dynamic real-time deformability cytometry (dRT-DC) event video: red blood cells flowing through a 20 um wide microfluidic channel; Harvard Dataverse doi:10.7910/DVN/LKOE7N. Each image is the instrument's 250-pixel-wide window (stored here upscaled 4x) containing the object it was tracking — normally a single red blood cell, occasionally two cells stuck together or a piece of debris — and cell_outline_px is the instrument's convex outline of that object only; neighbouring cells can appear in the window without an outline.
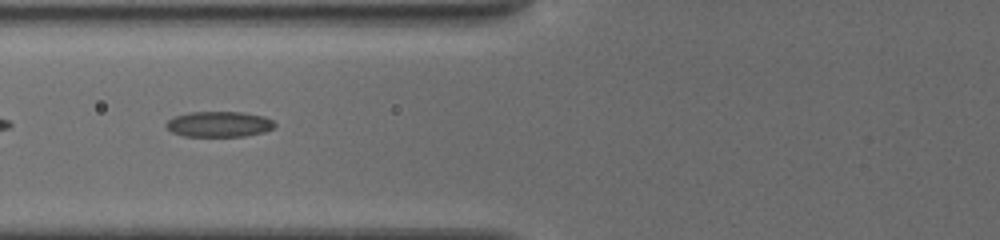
{"species": "common noctule bat (a hibernating species)", "species_latin": "Nyctalus noctula", "temperature_condition": "cold", "stored_images_in_passage": 43, "camera_frame_rate_fps": 3000, "um_per_image_px": 0.085, "animal": {"sex": "female", "body_mass_g": 19.5, "forearm_length_mm": 54.1}, "frame": {"image": 1, "passage_image": 4, "time_ms": 1.0, "image_size_px": [1000, 240], "cell_outline_px": [[276, 124], [272, 128], [264, 132], [244, 136], [184, 136], [172, 132], [164, 124], [168, 120], [176, 116], [192, 112], [240, 112], [260, 116], [272, 120]], "centroid_in_image_um": [18.6, 10.56], "position_along_channel_um": 107.2, "area_um2": 15.9}}
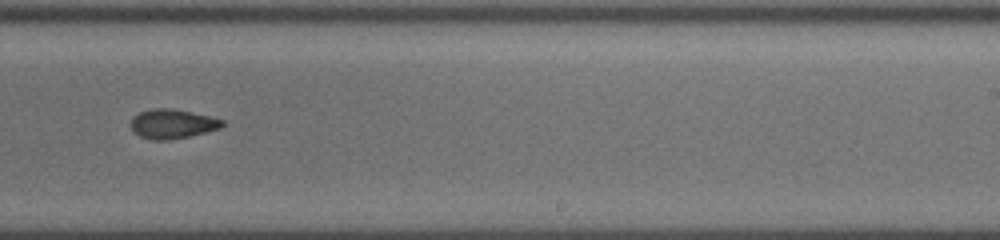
{"frame": {"image": 2, "passage_image": 20, "time_ms": 5.333, "image_size_px": [1000, 240], "cell_outline_px": [[224, 124], [220, 128], [188, 136], [168, 140], [152, 140], [140, 136], [132, 128], [132, 116], [140, 112], [156, 108], [168, 108], [208, 116], [224, 120]], "centroid_in_image_um": [14.64, 10.53], "position_along_channel_um": 274.4, "area_um2": 15.2}}
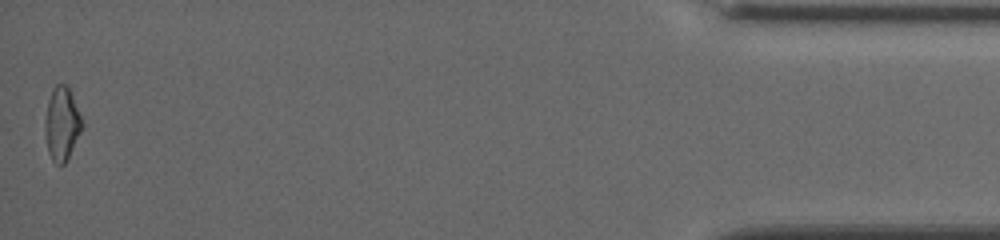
{"frame": {"image": 3, "passage_image": 43, "time_ms": 11.333, "image_size_px": [1000, 240], "cell_outline_px": [[80, 132], [64, 164], [56, 164], [52, 160], [48, 152], [44, 120], [52, 88], [56, 84], [64, 84], [68, 88], [80, 116]], "centroid_in_image_um": [5.21, 10.53], "position_along_channel_um": 430.0, "area_um2": 15.03}, "authors_computed_cell_mechanics": {"area_um2": 15.3748, "velocity_mm_per_s": 3.8712, "shape_relaxation_time_tau1_ms": 9.9826, "shape_relaxation_time_tau2_ms": 4.6185, "deformation_change_tau1": 0.223, "deformation_change_tau2": 0.1032}}